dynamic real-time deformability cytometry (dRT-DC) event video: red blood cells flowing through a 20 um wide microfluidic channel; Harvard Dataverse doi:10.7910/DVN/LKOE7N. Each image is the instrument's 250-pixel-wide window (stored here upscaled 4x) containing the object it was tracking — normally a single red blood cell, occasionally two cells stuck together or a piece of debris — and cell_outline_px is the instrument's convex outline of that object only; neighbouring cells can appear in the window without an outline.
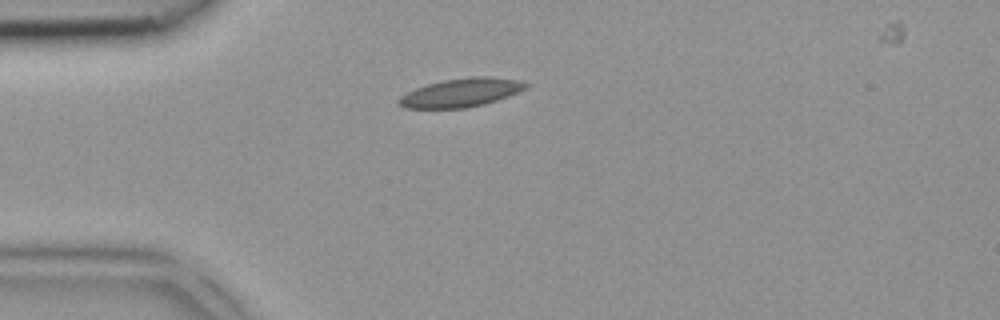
{"species": "common noctule bat (a hibernating species)", "species_latin": "Nyctalus noctula", "temperature_condition": "room temperature", "stored_images_in_passage": 2, "camera_frame_rate_fps": 3000, "um_per_image_px": 0.085, "animal": {"sex": "female", "body_mass_g": 18.4}, "frame": {"image": 1, "passage_image": 1, "time_ms": 0.0, "image_size_px": [1000, 320], "cell_outline_px": [[528, 84], [524, 88], [508, 96], [484, 104], [464, 108], [404, 108], [396, 104], [396, 100], [400, 96], [416, 88], [428, 84], [444, 80], [472, 76], [488, 76], [520, 80]], "centroid_in_image_um": [39.13, 7.87], "position_along_channel_um": 45.9, "area_um2": 20.98}}